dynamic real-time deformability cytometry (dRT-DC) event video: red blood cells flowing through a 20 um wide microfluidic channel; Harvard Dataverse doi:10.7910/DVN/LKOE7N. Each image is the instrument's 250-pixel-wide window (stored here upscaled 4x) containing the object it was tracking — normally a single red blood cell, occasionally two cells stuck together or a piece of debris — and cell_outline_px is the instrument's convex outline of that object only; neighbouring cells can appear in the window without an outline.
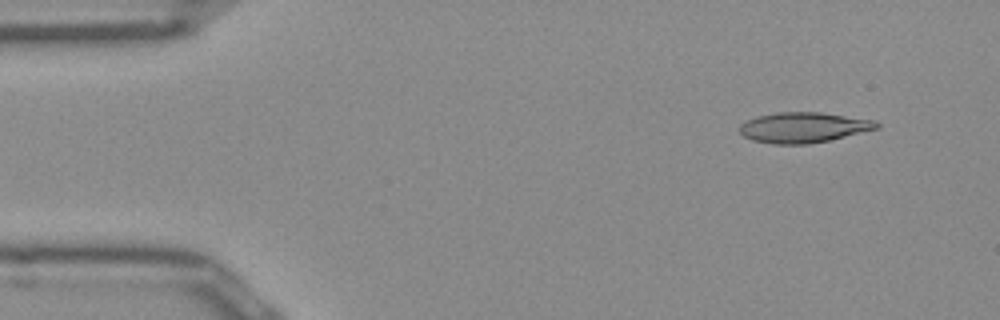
{"species": "Egyptian fruit bat (a non-hibernating species)", "species_latin": "Rousettus aegyptiacus", "temperature_condition": "room temperature", "stored_images_in_passage": 48, "camera_frame_rate_fps": 3000, "um_per_image_px": 0.085, "frame": {"image": 1, "passage_image": 2, "time_ms": 0.333, "image_size_px": [1000, 320], "cell_outline_px": [[880, 128], [828, 140], [808, 144], [772, 144], [752, 140], [744, 136], [740, 132], [740, 124], [744, 120], [756, 116], [776, 112], [820, 112], [876, 120], [880, 124]], "centroid_in_image_um": [68.28, 10.82], "position_along_channel_um": 16.7, "area_um2": 24.39}}
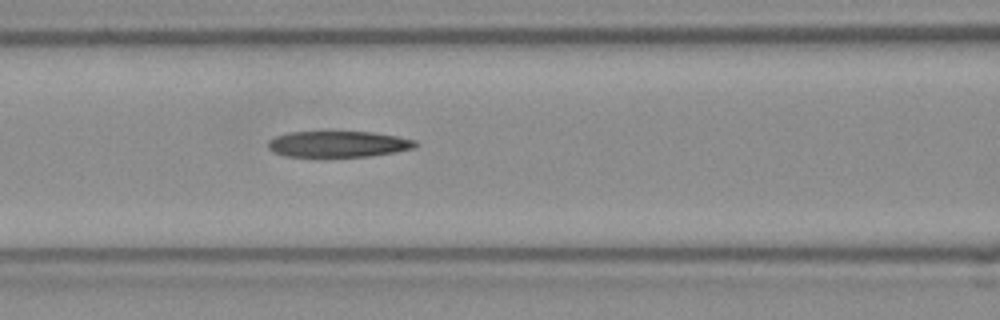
{"frame": {"image": 2, "passage_image": 18, "time_ms": 5.667, "image_size_px": [1000, 320], "cell_outline_px": [[420, 144], [416, 148], [396, 152], [368, 156], [284, 156], [272, 152], [268, 148], [268, 140], [276, 136], [288, 132], [372, 132], [396, 136], [416, 140]], "centroid_in_image_um": [28.77, 12.24], "position_along_channel_um": 137.8, "area_um2": 22.43}}
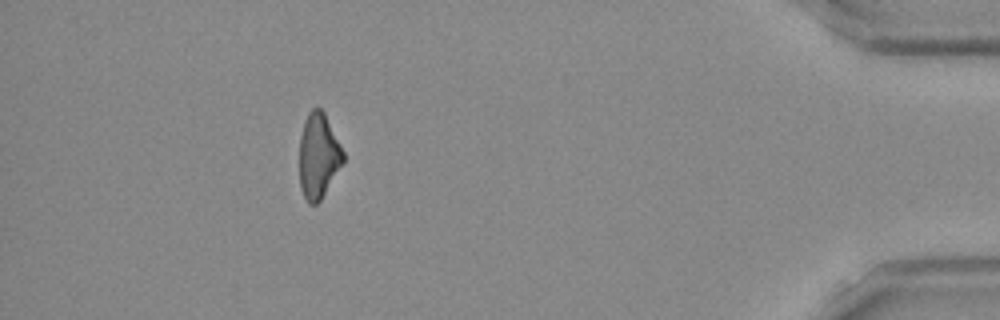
{"frame": {"image": 3, "passage_image": 43, "time_ms": 14.0, "image_size_px": [1000, 320], "cell_outline_px": [[344, 164], [320, 200], [316, 204], [308, 204], [300, 188], [300, 136], [308, 112], [312, 108], [320, 108], [324, 112], [344, 152]], "centroid_in_image_um": [27.08, 13.27], "position_along_channel_um": 408.1, "area_um2": 21.68}}